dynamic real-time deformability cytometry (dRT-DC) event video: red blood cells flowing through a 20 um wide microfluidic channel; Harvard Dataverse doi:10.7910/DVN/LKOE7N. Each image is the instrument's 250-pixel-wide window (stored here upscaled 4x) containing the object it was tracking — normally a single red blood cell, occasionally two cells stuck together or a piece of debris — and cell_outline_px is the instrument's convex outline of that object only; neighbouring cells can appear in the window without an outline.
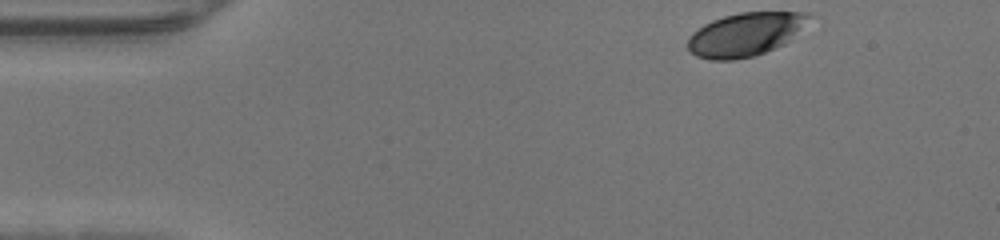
{"species": "human", "species_latin": "Homo sapiens", "temperature_condition": "warm", "stored_images_in_passage": 43, "camera_frame_rate_fps": 3000, "um_per_image_px": 0.085, "donor": {"sex": "male"}, "frame": {"image": 1, "passage_image": 1, "time_ms": 0.0, "image_size_px": [1000, 240], "cell_outline_px": [[812, 16], [784, 44], [756, 56], [732, 60], [708, 60], [696, 56], [688, 52], [688, 36], [692, 32], [704, 24], [712, 20], [724, 16], [740, 12], [808, 12]], "centroid_in_image_um": [63.29, 2.93], "position_along_channel_um": 21.7, "area_um2": 30.63}}
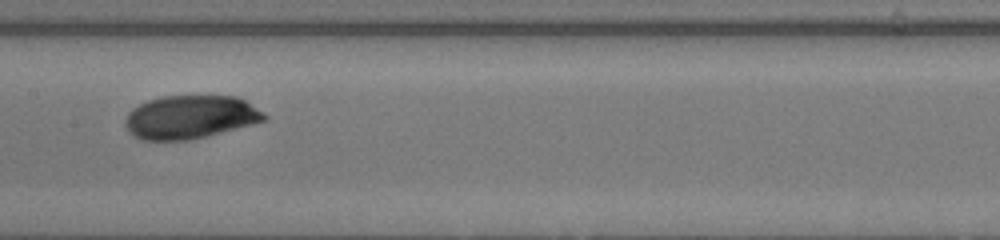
{"frame": {"image": 2, "passage_image": 19, "time_ms": 6.0, "image_size_px": [1000, 240], "cell_outline_px": [[268, 120], [188, 140], [140, 140], [128, 132], [124, 124], [124, 120], [128, 112], [132, 108], [148, 100], [164, 96], [236, 96], [244, 100], [264, 112], [268, 116]], "centroid_in_image_um": [16.14, 9.95], "position_along_channel_um": 191.3, "area_um2": 35.08}}
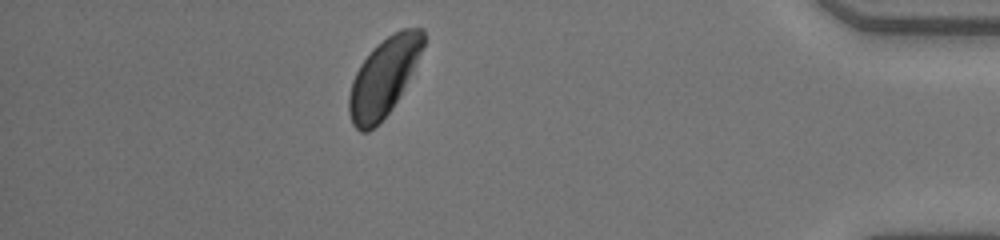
{"frame": {"image": 3, "passage_image": 37, "time_ms": 12.0, "image_size_px": [1000, 240], "cell_outline_px": [[424, 44], [400, 96], [392, 108], [368, 132], [360, 132], [352, 124], [348, 112], [348, 96], [352, 80], [360, 64], [372, 48], [376, 44], [400, 28], [424, 28]], "centroid_in_image_um": [32.58, 6.55], "position_along_channel_um": 402.6, "area_um2": 33.29}}